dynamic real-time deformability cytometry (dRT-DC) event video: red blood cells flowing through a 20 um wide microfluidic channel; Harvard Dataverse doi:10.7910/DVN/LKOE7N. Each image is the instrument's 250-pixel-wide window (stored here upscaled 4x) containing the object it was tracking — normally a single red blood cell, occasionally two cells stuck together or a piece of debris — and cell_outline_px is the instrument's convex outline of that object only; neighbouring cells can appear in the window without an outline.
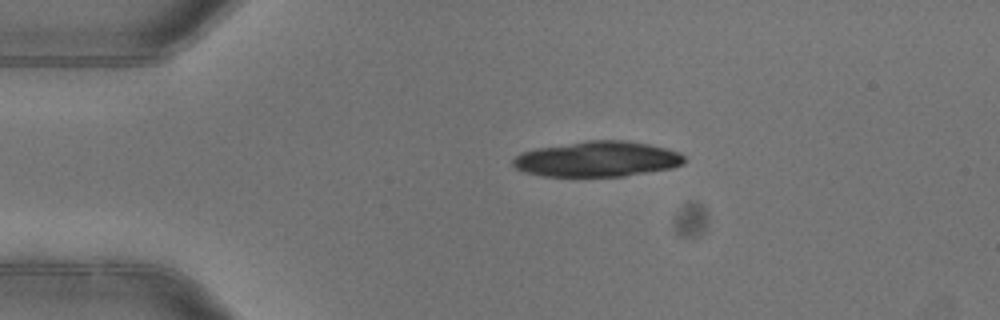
{"species": "common noctule bat (a hibernating species)", "species_latin": "Nyctalus noctula", "temperature_condition": "warm", "stored_images_in_passage": 2, "camera_frame_rate_fps": 3000, "um_per_image_px": 0.085, "animal": {"sex": "female"}, "frame": {"image": 1, "passage_image": 2, "time_ms": 0.333, "image_size_px": [1000, 320], "cell_outline_px": [[684, 164], [672, 168], [624, 176], [544, 176], [524, 172], [516, 168], [512, 164], [512, 160], [516, 156], [524, 152], [536, 148], [588, 140], [628, 140], [648, 144], [680, 152], [684, 156]], "centroid_in_image_um": [50.78, 13.52], "position_along_channel_um": 34.2, "area_um2": 35.32}}